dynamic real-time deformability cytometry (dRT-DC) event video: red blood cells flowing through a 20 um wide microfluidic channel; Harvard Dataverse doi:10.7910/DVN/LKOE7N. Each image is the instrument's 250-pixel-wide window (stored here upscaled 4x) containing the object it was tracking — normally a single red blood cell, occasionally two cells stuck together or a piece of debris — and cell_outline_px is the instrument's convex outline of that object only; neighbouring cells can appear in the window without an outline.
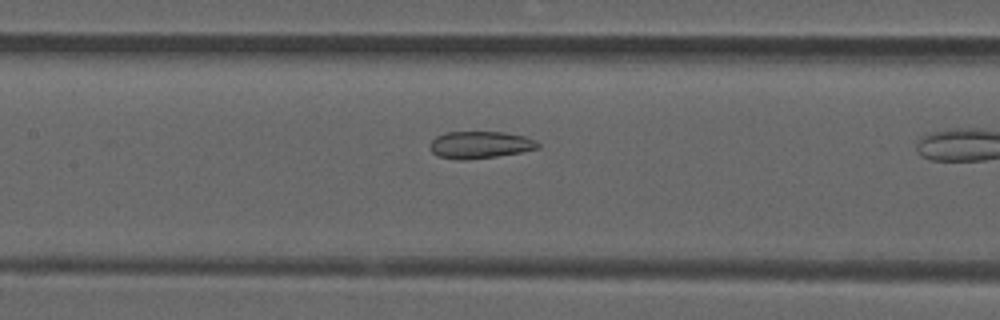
{"species": "common noctule bat (a hibernating species)", "species_latin": "Nyctalus noctula", "temperature_condition": "room temperature", "stored_images_in_passage": 14, "camera_frame_rate_fps": 3000, "um_per_image_px": 0.085, "animal": {"sex": "male", "forearm_length_mm": 52.5}, "frame": {"image": 1, "passage_image": 12, "time_ms": 3.667, "image_size_px": [1000, 320], "cell_outline_px": [[540, 148], [520, 152], [496, 156], [464, 160], [456, 160], [436, 156], [432, 152], [428, 144], [436, 136], [444, 132], [504, 132], [524, 136], [536, 140], [540, 144]], "centroid_in_image_um": [40.77, 12.31], "position_along_channel_um": 166.6, "area_um2": 17.22}}